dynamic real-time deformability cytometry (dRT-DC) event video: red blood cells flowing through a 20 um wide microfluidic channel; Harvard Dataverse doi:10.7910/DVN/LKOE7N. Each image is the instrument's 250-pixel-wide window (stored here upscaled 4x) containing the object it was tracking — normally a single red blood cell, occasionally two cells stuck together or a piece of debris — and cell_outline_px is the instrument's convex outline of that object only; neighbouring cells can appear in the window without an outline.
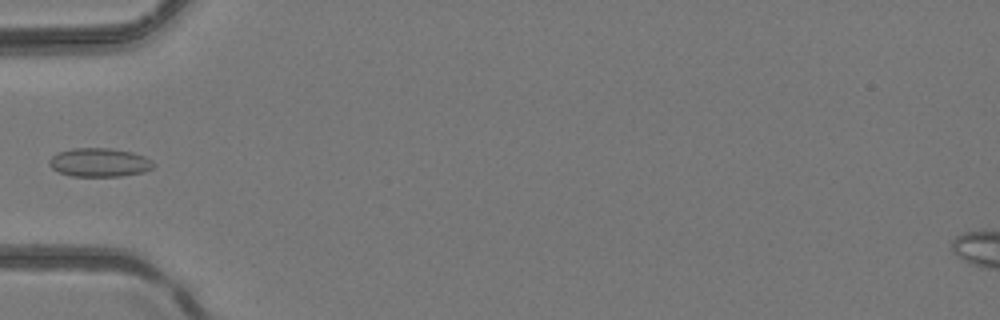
{"species": "common noctule bat (a hibernating species)", "species_latin": "Nyctalus noctula", "temperature_condition": "room temperature", "stored_images_in_passage": 5, "camera_frame_rate_fps": 3000, "um_per_image_px": 0.085, "animal": {"sex": "female", "body_mass_g": 24.6, "forearm_length_mm": 56.2}, "frame": {"image": 1, "passage_image": 5, "time_ms": 1.333, "image_size_px": [1000, 320], "cell_outline_px": [[156, 164], [152, 168], [144, 172], [120, 176], [72, 176], [60, 172], [52, 168], [48, 164], [48, 160], [52, 156], [60, 152], [72, 148], [108, 148], [132, 152], [144, 156], [152, 160]], "centroid_in_image_um": [8.46, 13.81], "position_along_channel_um": 76.5, "area_um2": 17.4}}